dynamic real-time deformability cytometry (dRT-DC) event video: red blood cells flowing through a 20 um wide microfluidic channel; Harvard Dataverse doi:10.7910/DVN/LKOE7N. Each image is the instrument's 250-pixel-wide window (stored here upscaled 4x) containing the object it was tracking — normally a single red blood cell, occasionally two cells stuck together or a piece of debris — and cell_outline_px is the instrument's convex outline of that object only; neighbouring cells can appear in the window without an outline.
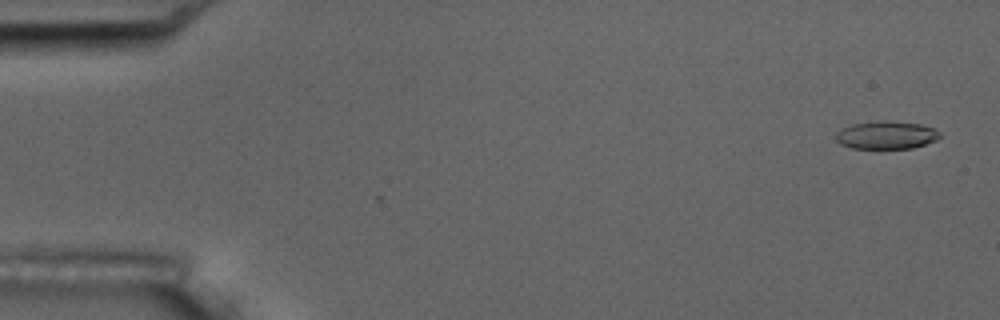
{"species": "common noctule bat (a hibernating species)", "species_latin": "Nyctalus noctula", "temperature_condition": "room temperature", "stored_images_in_passage": 5, "camera_frame_rate_fps": 3000, "um_per_image_px": 0.085, "animal": {"sex": "male", "body_mass_g": 17.5, "forearm_length_mm": 52.3}, "frame": {"image": 1, "passage_image": 1, "time_ms": 0.0, "image_size_px": [1000, 320], "cell_outline_px": [[940, 136], [936, 140], [912, 148], [852, 148], [840, 144], [836, 140], [836, 132], [852, 124], [880, 120], [884, 120], [920, 124], [932, 128], [940, 132]], "centroid_in_image_um": [75.32, 11.48], "position_along_channel_um": 9.7, "area_um2": 16.76}}
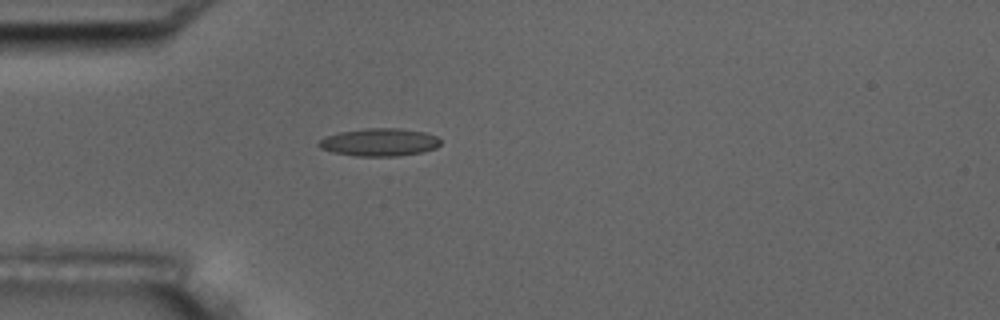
{"frame": {"image": 2, "passage_image": 5, "time_ms": 4.667, "image_size_px": [1000, 320], "cell_outline_px": [[440, 144], [436, 148], [420, 152], [396, 156], [356, 156], [332, 152], [320, 148], [316, 144], [324, 136], [340, 132], [364, 128], [400, 128], [424, 132], [436, 136], [440, 140]], "centroid_in_image_um": [32.21, 12.08], "position_along_channel_um": 52.8, "area_um2": 19.71}}